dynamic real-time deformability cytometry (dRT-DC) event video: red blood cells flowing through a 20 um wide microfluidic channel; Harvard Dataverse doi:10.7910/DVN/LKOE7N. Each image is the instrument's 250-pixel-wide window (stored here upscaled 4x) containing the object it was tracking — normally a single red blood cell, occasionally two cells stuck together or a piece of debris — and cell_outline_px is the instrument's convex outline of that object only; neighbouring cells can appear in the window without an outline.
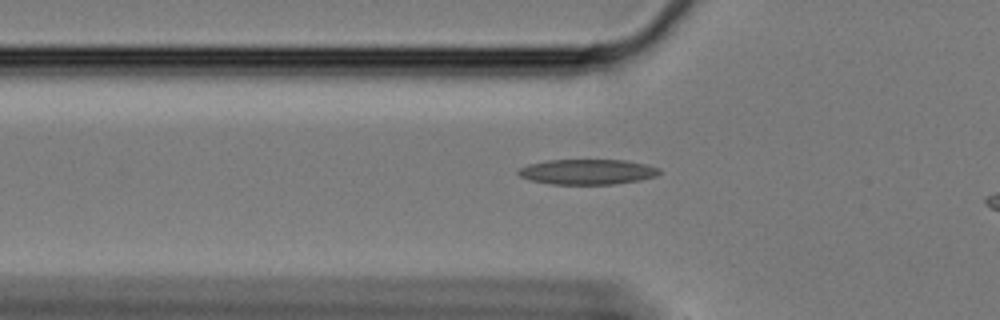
{"species": "Egyptian fruit bat (a non-hibernating species)", "species_latin": "Rousettus aegyptiacus", "temperature_condition": "cold", "stored_images_in_passage": 13, "camera_frame_rate_fps": 3000, "um_per_image_px": 0.085, "animal": {"sex": "female"}, "frame": {"image": 1, "passage_image": 12, "time_ms": 3.667, "image_size_px": [1000, 320], "cell_outline_px": [[660, 172], [656, 176], [640, 180], [616, 184], [552, 184], [532, 180], [520, 176], [516, 172], [520, 168], [528, 164], [548, 160], [624, 160], [644, 164], [660, 168]], "centroid_in_image_um": [49.93, 14.6], "position_along_channel_um": 75.9, "area_um2": 20.63}}